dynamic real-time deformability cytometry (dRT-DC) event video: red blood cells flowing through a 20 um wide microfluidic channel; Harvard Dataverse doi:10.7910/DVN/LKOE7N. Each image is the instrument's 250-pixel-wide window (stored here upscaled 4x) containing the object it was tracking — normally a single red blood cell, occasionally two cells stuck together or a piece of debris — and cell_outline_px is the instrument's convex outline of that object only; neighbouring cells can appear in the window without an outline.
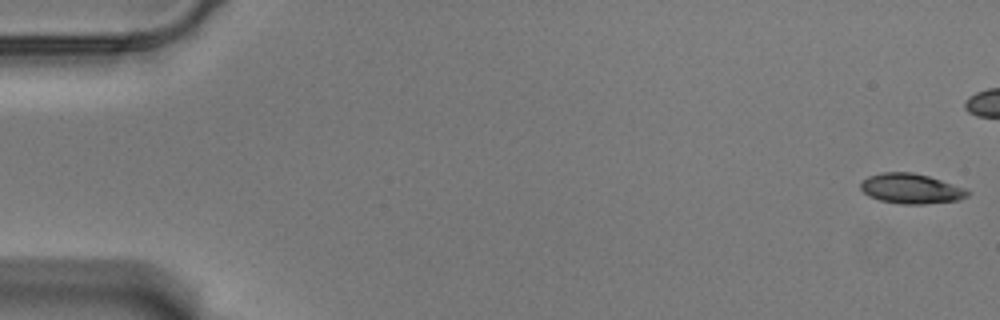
{"species": "Egyptian fruit bat (a non-hibernating species)", "species_latin": "Rousettus aegyptiacus", "temperature_condition": "warm", "stored_images_in_passage": 47, "camera_frame_rate_fps": 3000, "um_per_image_px": 0.085, "animal": {"sex": "male"}, "frame": {"image": 1, "passage_image": 1, "time_ms": 0.0, "image_size_px": [1000, 320], "cell_outline_px": [[972, 192], [968, 196], [960, 200], [924, 204], [904, 204], [880, 200], [868, 196], [860, 188], [860, 184], [868, 176], [884, 172], [912, 172], [928, 176], [964, 188]], "centroid_in_image_um": [77.45, 16.04], "position_along_channel_um": 7.6, "area_um2": 18.61}}
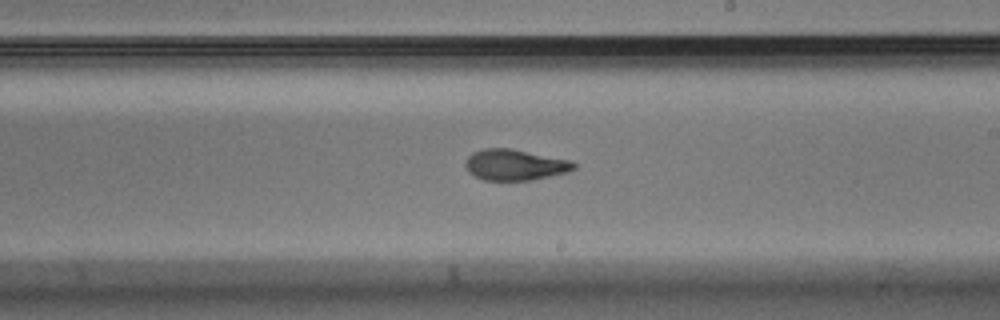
{"frame": {"image": 2, "passage_image": 34, "time_ms": 11.0, "image_size_px": [1000, 320], "cell_outline_px": [[576, 168], [568, 172], [532, 180], [484, 180], [468, 172], [464, 164], [468, 156], [472, 152], [484, 148], [508, 148], [572, 160], [576, 164]], "centroid_in_image_um": [43.77, 14.01], "position_along_channel_um": 245.2, "area_um2": 19.59}}
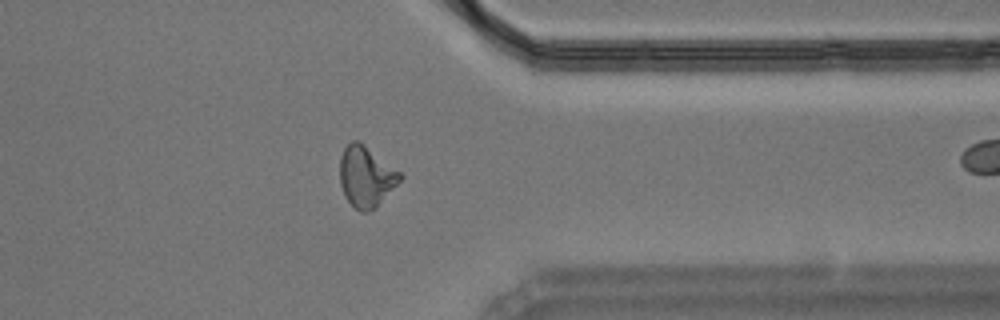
{"frame": {"image": 3, "passage_image": 46, "time_ms": 15.0, "image_size_px": [1000, 320], "cell_outline_px": [[404, 176], [376, 208], [368, 212], [360, 212], [344, 196], [340, 184], [340, 156], [344, 148], [352, 140], [360, 140], [400, 172]], "centroid_in_image_um": [31.11, 15.0], "position_along_channel_um": 380.3, "area_um2": 21.39}}